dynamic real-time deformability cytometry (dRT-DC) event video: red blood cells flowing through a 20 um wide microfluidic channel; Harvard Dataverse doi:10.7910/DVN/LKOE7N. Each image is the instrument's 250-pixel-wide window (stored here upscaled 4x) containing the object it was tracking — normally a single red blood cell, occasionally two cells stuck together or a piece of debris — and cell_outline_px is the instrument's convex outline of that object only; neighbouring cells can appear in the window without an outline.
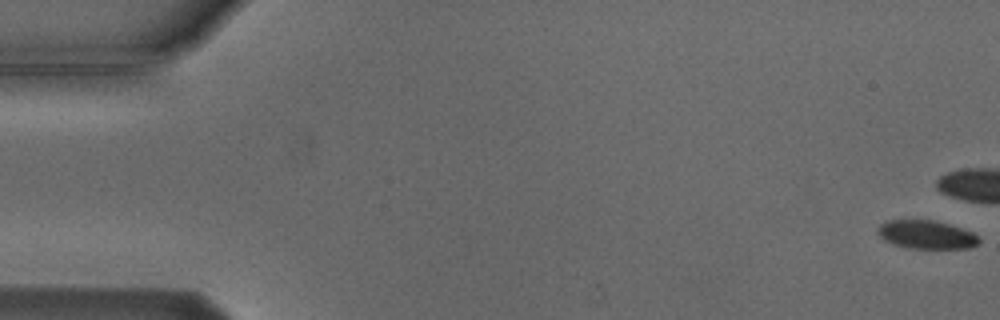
{"species": "Egyptian fruit bat (a non-hibernating species)", "species_latin": "Rousettus aegyptiacus", "temperature_condition": "cold", "stored_images_in_passage": 6, "camera_frame_rate_fps": 3000, "um_per_image_px": 0.085, "animal": {"sex": "male"}, "frame": {"image": 1, "passage_image": 1, "time_ms": 0.0, "image_size_px": [1000, 320], "cell_outline_px": [[980, 240], [976, 244], [968, 248], [908, 248], [892, 244], [884, 240], [876, 232], [880, 224], [888, 220], [932, 220], [948, 224], [972, 232]], "centroid_in_image_um": [78.69, 19.94], "position_along_channel_um": 6.3, "area_um2": 16.59}}
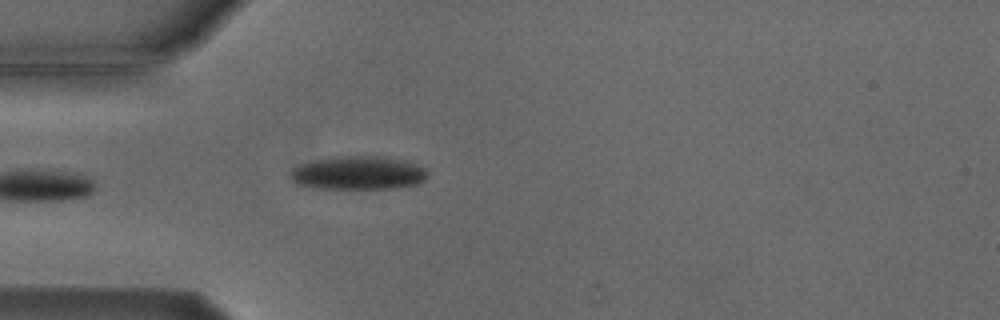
{"frame": {"image": 2, "passage_image": 6, "time_ms": 6.0, "image_size_px": [1000, 320], "cell_outline_px": [[428, 176], [424, 180], [416, 184], [396, 188], [312, 188], [296, 184], [288, 176], [292, 168], [300, 164], [316, 160], [336, 156], [376, 156], [404, 160], [428, 168]], "centroid_in_image_um": [30.44, 14.7], "position_along_channel_um": 54.6, "area_um2": 26.93}}